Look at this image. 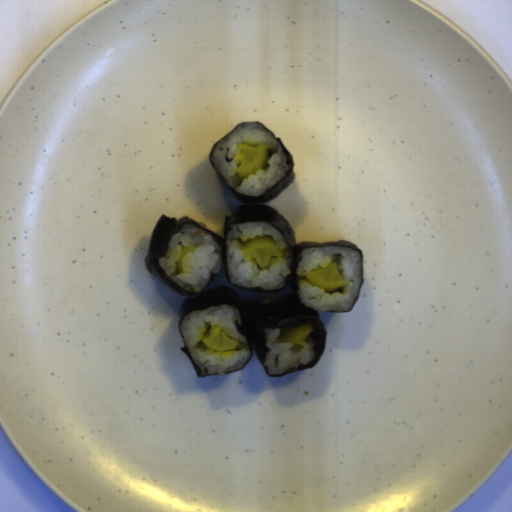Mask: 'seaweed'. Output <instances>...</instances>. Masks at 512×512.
Segmentation results:
<instances>
[{
  "label": "seaweed",
  "instance_id": "obj_1",
  "mask_svg": "<svg viewBox=\"0 0 512 512\" xmlns=\"http://www.w3.org/2000/svg\"><path fill=\"white\" fill-rule=\"evenodd\" d=\"M251 222H260L271 224L275 229H277L283 238L286 240L290 250H291V273L288 275L286 279V283L282 288H278L275 290H266L262 287H254V288H244L233 285L228 276H227V266H226V250H225V238L226 232L230 225L240 224V223H251ZM193 225L199 229L206 231L210 234L214 240L218 243L222 252V267L221 271L224 269L226 279L230 285L235 288H238L243 291H251V292H280L284 288L292 287L295 295L290 299L277 304L261 306L254 310H243L241 307L237 295L232 292L227 287H218L213 289H207L213 276L208 282L206 288L201 293H192L188 292L180 286L173 283L165 274L164 270L158 263L159 257L164 256L167 244L172 235L178 232L180 227H183L186 224ZM319 246H337V247H349L351 249L356 250L360 256L361 263V273L362 280L359 287L357 298L349 310H328L332 312H350L353 310L359 296L361 290L364 285V254L360 247L353 244L350 241L339 240L336 242H312V241H303L300 244H296L295 231L292 226L289 224L287 219L276 209H273L269 206H264L260 204H245L240 205L235 209V211L229 215L225 216L224 225H223V236L211 231L210 229L202 226L195 220L189 217H181L180 219H176V217H168L165 214H162L158 219L148 246L147 254L144 257V263L147 270L153 274L161 283H163L167 288L172 290L173 292L180 294L182 296H188V298L181 303L179 321L177 330L179 335L184 343L181 332L179 330L180 320L188 315L191 312H197L201 310H205L211 306L217 305H231L236 307L240 313L242 318V325H239L237 321H235L236 329L239 333L245 336L247 343L250 348L251 355L247 361V363L240 369H244L248 363L251 361L253 356V350L265 372L269 377H283L292 373H296L302 371L304 369L314 367L319 358L322 356L326 346V329L320 319L318 310L308 308L304 304L301 303L298 292V265L302 256V253L305 248H314ZM220 271V272H221ZM218 274L214 275L217 276ZM312 324L313 330L308 335L314 342V352L315 356L311 362L308 364L302 365L297 370L287 373L284 375L271 376L265 366H264V358L266 353L268 352L265 340V332L264 328L266 327H299L305 323ZM180 350L184 352L189 360L191 361L195 373L198 378H203L207 376H216V375H202L200 369L194 364L192 357L184 343L183 347H180ZM237 370V371H238ZM232 373V372H231ZM228 374V373H227ZM224 375V374H223Z\"/></svg>",
  "mask_w": 512,
  "mask_h": 512
},
{
  "label": "seaweed",
  "instance_id": "obj_2",
  "mask_svg": "<svg viewBox=\"0 0 512 512\" xmlns=\"http://www.w3.org/2000/svg\"><path fill=\"white\" fill-rule=\"evenodd\" d=\"M252 122L253 123H260L262 126H264L271 133V135L277 140V142L279 143V145L281 146V148L283 149V151L285 152V154L287 155V157H288V159L290 161V169H289L286 177L283 178L282 180H280L278 183H276L272 187H270L268 190H266L262 194H260L259 196H255V197L254 196L240 194L238 192H235L232 188H230L227 185L224 177L217 171V169H216V167H215V165H214V163H213V161L211 159L213 150H214L216 144L221 139H225L226 137H228L239 125H242V124H245V123H252ZM209 161H210L212 167L214 168V170L217 172V174L220 176V178L222 179V181L226 185V187L229 190V192L238 201H240L242 204H261V203L266 202L268 200L274 199L280 193H282L285 189H287L290 186V184L293 182L294 178H295V173H294L295 163H294V159H293L292 154L290 153V151L288 150V148L286 147V145L284 144V142L281 140L280 137H277L263 122H258V121H245V122L239 123L230 132H228L223 137L218 139L215 142V144L212 146L211 150H210Z\"/></svg>",
  "mask_w": 512,
  "mask_h": 512
}]
</instances>
